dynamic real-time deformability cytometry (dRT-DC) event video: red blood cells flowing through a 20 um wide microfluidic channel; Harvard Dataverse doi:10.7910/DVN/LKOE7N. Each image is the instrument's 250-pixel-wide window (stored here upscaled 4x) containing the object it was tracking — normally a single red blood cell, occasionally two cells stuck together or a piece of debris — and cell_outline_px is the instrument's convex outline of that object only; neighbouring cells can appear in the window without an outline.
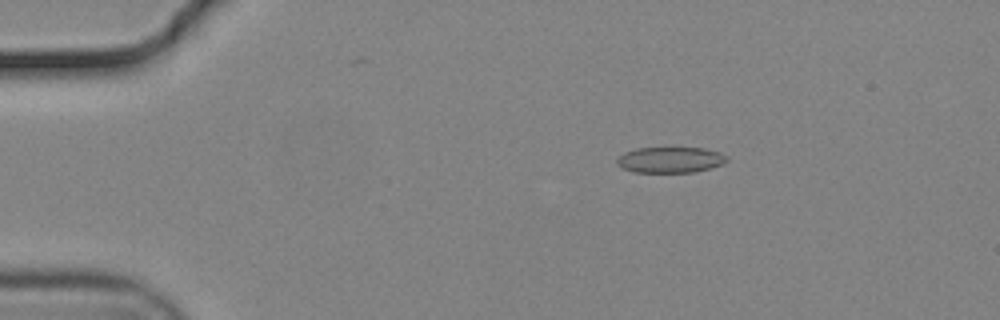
{"species": "common noctule bat (a hibernating species)", "species_latin": "Nyctalus noctula", "temperature_condition": "cold", "stored_images_in_passage": 54, "camera_frame_rate_fps": 3000, "um_per_image_px": 0.085, "animal": {"sex": "male", "body_mass_g": 19.2, "forearm_length_mm": 51.8}, "frame": {"image": 1, "passage_image": 9, "time_ms": 2.667, "image_size_px": [1000, 320], "cell_outline_px": [[728, 160], [724, 164], [692, 172], [636, 172], [624, 168], [616, 164], [616, 160], [624, 152], [636, 148], [704, 148], [720, 152], [728, 156]], "centroid_in_image_um": [57.0, 13.58], "position_along_channel_um": 28.0, "area_um2": 16.47}}
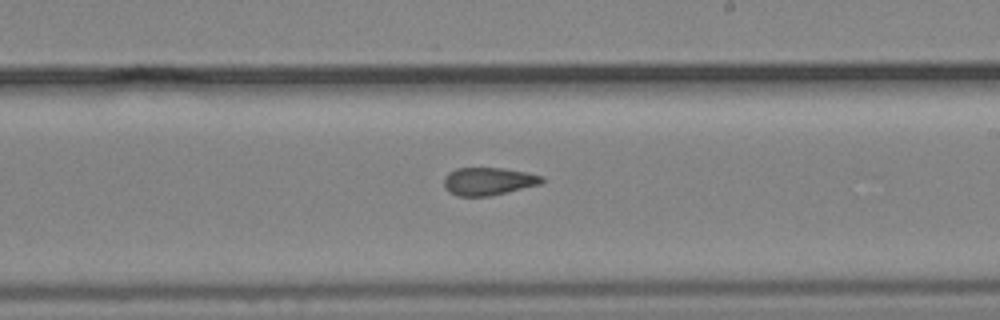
{"frame": {"image": 2, "passage_image": 32, "time_ms": 10.333, "image_size_px": [1000, 320], "cell_outline_px": [[544, 180], [540, 184], [488, 196], [456, 196], [448, 192], [444, 188], [444, 176], [448, 172], [456, 168], [504, 168], [528, 172], [544, 176]], "centroid_in_image_um": [41.48, 15.4], "position_along_channel_um": 247.5, "area_um2": 15.95}}
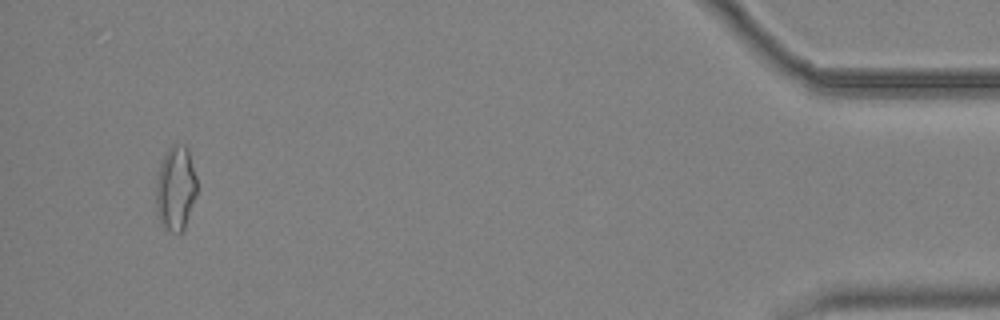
{"frame": {"image": 3, "passage_image": 52, "time_ms": 17.0, "image_size_px": [1000, 320], "cell_outline_px": [[196, 192], [184, 228], [180, 232], [172, 232], [164, 228], [160, 224], [156, 208], [156, 184], [160, 164], [164, 152], [172, 144], [184, 144], [188, 148], [196, 176]], "centroid_in_image_um": [14.91, 15.97], "position_along_channel_um": 420.3, "area_um2": 20.11}, "authors_computed_cell_mechanics": {"area_um2": 16.8487, "velocity_mm_per_s": 3.7264, "shape_relaxation_time_tau1_ms": null, "shape_relaxation_time_tau2_ms": 2.7787, "deformation_change_tau1": null, "deformation_change_tau2": 0.0851}}